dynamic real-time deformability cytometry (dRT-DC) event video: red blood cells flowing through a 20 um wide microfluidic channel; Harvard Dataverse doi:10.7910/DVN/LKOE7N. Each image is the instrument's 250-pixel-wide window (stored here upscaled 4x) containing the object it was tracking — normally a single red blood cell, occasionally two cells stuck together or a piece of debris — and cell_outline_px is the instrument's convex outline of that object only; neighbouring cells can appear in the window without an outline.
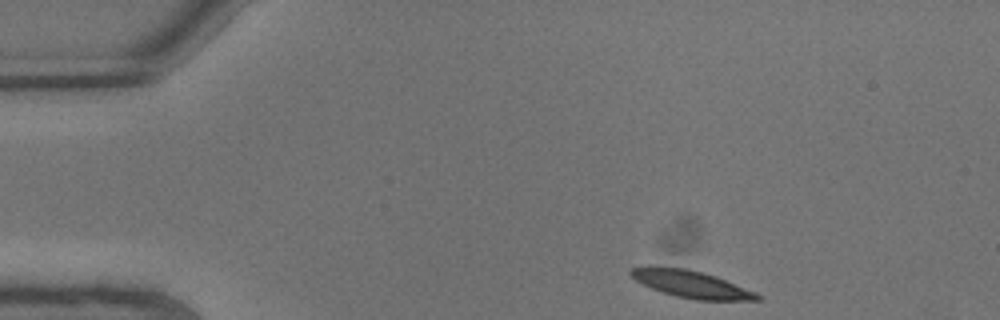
{"species": "common noctule bat (a hibernating species)", "species_latin": "Nyctalus noctula", "temperature_condition": "warm", "stored_images_in_passage": 4, "camera_frame_rate_fps": 3000, "um_per_image_px": 0.085, "animal": {"sex": "male", "body_mass_g": 13.3}, "frame": {"image": 1, "passage_image": 1, "time_ms": 0.0, "image_size_px": [1000, 320], "cell_outline_px": [[764, 296], [760, 300], [696, 300], [676, 296], [652, 288], [636, 280], [628, 272], [632, 268], [648, 264], [652, 264], [684, 268], [704, 272], [716, 276], [756, 292]], "centroid_in_image_um": [58.74, 24.12], "position_along_channel_um": 26.3, "area_um2": 20.29}}
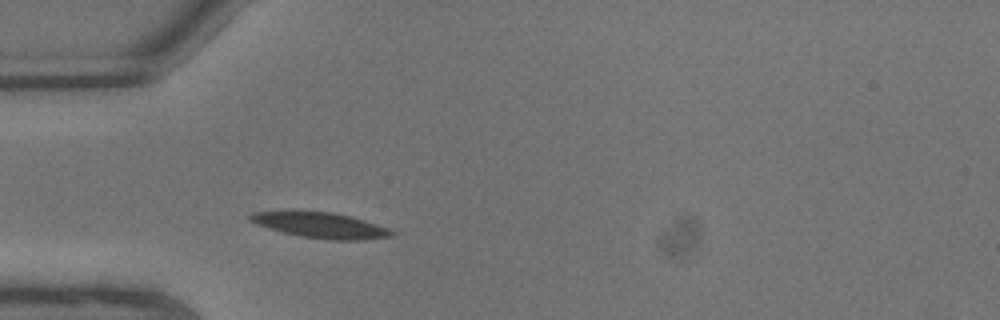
{"frame": {"image": 2, "passage_image": 4, "time_ms": 1.0, "image_size_px": [1000, 320], "cell_outline_px": [[396, 232], [392, 236], [364, 240], [328, 240], [300, 236], [280, 232], [256, 224], [248, 220], [248, 216], [252, 212], [292, 208], [296, 208], [332, 212], [352, 216], [388, 228]], "centroid_in_image_um": [27.14, 19.09], "position_along_channel_um": 57.9, "area_um2": 22.2}}